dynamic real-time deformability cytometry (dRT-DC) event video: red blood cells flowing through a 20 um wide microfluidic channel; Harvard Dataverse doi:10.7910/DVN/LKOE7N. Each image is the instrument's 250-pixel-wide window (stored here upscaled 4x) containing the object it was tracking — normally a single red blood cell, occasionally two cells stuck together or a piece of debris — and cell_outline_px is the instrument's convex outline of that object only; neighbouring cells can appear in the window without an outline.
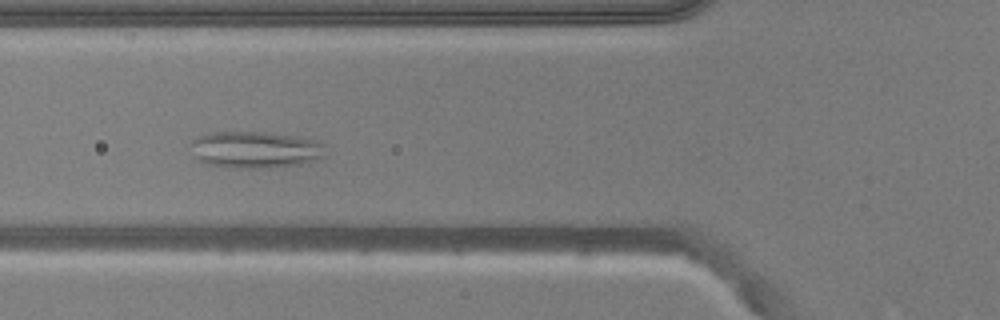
{"species": "common noctule bat (a hibernating species)", "species_latin": "Nyctalus noctula", "temperature_condition": "warm", "stored_images_in_passage": 31, "camera_frame_rate_fps": 3000, "um_per_image_px": 0.085, "animal": {"sex": "male", "body_mass_g": 20.5, "forearm_length_mm": 52.5}, "frame": {"image": 1, "passage_image": 18, "time_ms": 5.667, "image_size_px": [1000, 320], "cell_outline_px": [[324, 156], [300, 164], [268, 168], [236, 168], [208, 164], [192, 156], [188, 144], [196, 136], [212, 132], [264, 132], [296, 136], [316, 140], [324, 144]], "centroid_in_image_um": [21.63, 12.71], "position_along_channel_um": 104.2, "area_um2": 29.07}}